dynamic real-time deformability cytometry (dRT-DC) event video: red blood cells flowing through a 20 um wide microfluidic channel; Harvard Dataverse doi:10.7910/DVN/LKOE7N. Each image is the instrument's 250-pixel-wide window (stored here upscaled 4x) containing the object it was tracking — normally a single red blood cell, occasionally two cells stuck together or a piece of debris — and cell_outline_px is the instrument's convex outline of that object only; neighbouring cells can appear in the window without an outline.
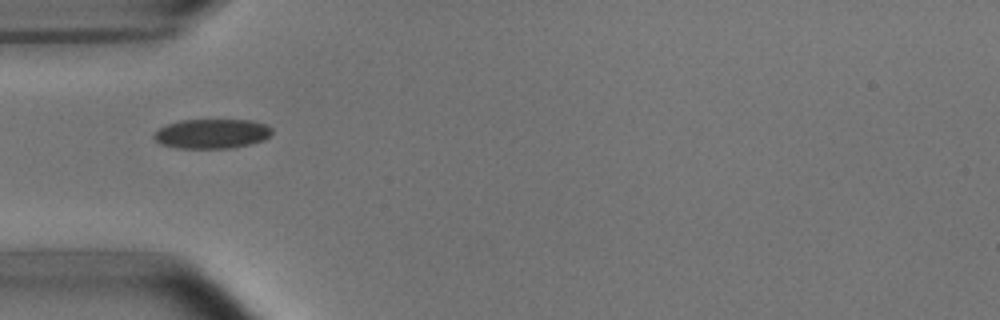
{"species": "common noctule bat (a hibernating species)", "species_latin": "Nyctalus noctula", "temperature_condition": "room temperature", "stored_images_in_passage": 7, "camera_frame_rate_fps": 3000, "um_per_image_px": 0.085, "animal": {"sex": "male", "body_mass_g": 15.6}, "frame": {"image": 1, "passage_image": 5, "time_ms": 4.667, "image_size_px": [1000, 320], "cell_outline_px": [[272, 132], [264, 140], [252, 144], [232, 148], [176, 148], [160, 144], [152, 136], [160, 128], [168, 124], [180, 120], [252, 120], [264, 124], [272, 128]], "centroid_in_image_um": [18.02, 11.37], "position_along_channel_um": 67.0, "area_um2": 20.35}}
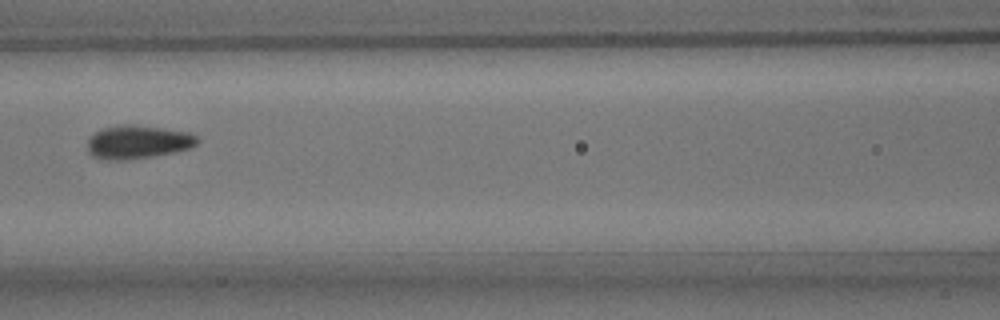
{"frame": {"image": 2, "passage_image": 7, "time_ms": 7.0, "image_size_px": [1000, 320], "cell_outline_px": [[200, 140], [196, 144], [188, 148], [176, 152], [128, 160], [108, 160], [92, 156], [88, 148], [88, 140], [96, 132], [104, 128], [128, 124], [164, 128], [188, 132], [196, 136]], "centroid_in_image_um": [11.74, 12.08], "position_along_channel_um": 154.9, "area_um2": 21.15}}